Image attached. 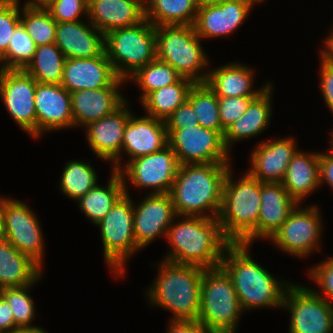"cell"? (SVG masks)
I'll use <instances>...</instances> for the list:
<instances>
[{"instance_id": "6da1fadb", "label": "cell", "mask_w": 333, "mask_h": 333, "mask_svg": "<svg viewBox=\"0 0 333 333\" xmlns=\"http://www.w3.org/2000/svg\"><path fill=\"white\" fill-rule=\"evenodd\" d=\"M166 240L169 250L162 260L204 269L220 266L223 253L231 244L224 237L218 218L202 216L177 215Z\"/></svg>"}, {"instance_id": "7a4b0ae2", "label": "cell", "mask_w": 333, "mask_h": 333, "mask_svg": "<svg viewBox=\"0 0 333 333\" xmlns=\"http://www.w3.org/2000/svg\"><path fill=\"white\" fill-rule=\"evenodd\" d=\"M250 248V245L230 244L220 263L232 281L243 311L282 309L285 291L292 282L277 279L254 261Z\"/></svg>"}, {"instance_id": "3957f363", "label": "cell", "mask_w": 333, "mask_h": 333, "mask_svg": "<svg viewBox=\"0 0 333 333\" xmlns=\"http://www.w3.org/2000/svg\"><path fill=\"white\" fill-rule=\"evenodd\" d=\"M231 167V163L180 165L169 192L176 215L218 218Z\"/></svg>"}, {"instance_id": "277c9868", "label": "cell", "mask_w": 333, "mask_h": 333, "mask_svg": "<svg viewBox=\"0 0 333 333\" xmlns=\"http://www.w3.org/2000/svg\"><path fill=\"white\" fill-rule=\"evenodd\" d=\"M157 269L158 274L144 292L150 306L169 310L170 320L197 321L205 269L165 260L159 262Z\"/></svg>"}, {"instance_id": "5b68a950", "label": "cell", "mask_w": 333, "mask_h": 333, "mask_svg": "<svg viewBox=\"0 0 333 333\" xmlns=\"http://www.w3.org/2000/svg\"><path fill=\"white\" fill-rule=\"evenodd\" d=\"M231 167L223 185L222 207L218 215L224 237L231 244L253 245L261 206V182L247 171L234 180ZM242 177V178H241Z\"/></svg>"}, {"instance_id": "8992f818", "label": "cell", "mask_w": 333, "mask_h": 333, "mask_svg": "<svg viewBox=\"0 0 333 333\" xmlns=\"http://www.w3.org/2000/svg\"><path fill=\"white\" fill-rule=\"evenodd\" d=\"M155 34L158 60L171 65L181 77L205 83L210 60L193 26L161 25L155 27Z\"/></svg>"}, {"instance_id": "52a82bcc", "label": "cell", "mask_w": 333, "mask_h": 333, "mask_svg": "<svg viewBox=\"0 0 333 333\" xmlns=\"http://www.w3.org/2000/svg\"><path fill=\"white\" fill-rule=\"evenodd\" d=\"M242 313L244 311L226 271L221 266L205 269L197 322L215 333H237Z\"/></svg>"}, {"instance_id": "ba28073f", "label": "cell", "mask_w": 333, "mask_h": 333, "mask_svg": "<svg viewBox=\"0 0 333 333\" xmlns=\"http://www.w3.org/2000/svg\"><path fill=\"white\" fill-rule=\"evenodd\" d=\"M104 43L117 76L125 81L156 59L155 26L146 18L135 25L110 30L104 35Z\"/></svg>"}, {"instance_id": "9c48e42d", "label": "cell", "mask_w": 333, "mask_h": 333, "mask_svg": "<svg viewBox=\"0 0 333 333\" xmlns=\"http://www.w3.org/2000/svg\"><path fill=\"white\" fill-rule=\"evenodd\" d=\"M133 198L125 192L96 225L100 229L103 258L114 278L124 279L127 261L141 251L134 238Z\"/></svg>"}, {"instance_id": "30bf717a", "label": "cell", "mask_w": 333, "mask_h": 333, "mask_svg": "<svg viewBox=\"0 0 333 333\" xmlns=\"http://www.w3.org/2000/svg\"><path fill=\"white\" fill-rule=\"evenodd\" d=\"M299 203L276 233L268 240L282 252L296 258H307L321 250L324 232L320 208ZM303 207V208H302Z\"/></svg>"}, {"instance_id": "8fae6325", "label": "cell", "mask_w": 333, "mask_h": 333, "mask_svg": "<svg viewBox=\"0 0 333 333\" xmlns=\"http://www.w3.org/2000/svg\"><path fill=\"white\" fill-rule=\"evenodd\" d=\"M0 213L5 240L43 269L46 244L36 212L24 201L1 196Z\"/></svg>"}, {"instance_id": "7c38bea8", "label": "cell", "mask_w": 333, "mask_h": 333, "mask_svg": "<svg viewBox=\"0 0 333 333\" xmlns=\"http://www.w3.org/2000/svg\"><path fill=\"white\" fill-rule=\"evenodd\" d=\"M283 309L289 311V333H333V304L312 286L292 282L285 291Z\"/></svg>"}, {"instance_id": "4fadbf2b", "label": "cell", "mask_w": 333, "mask_h": 333, "mask_svg": "<svg viewBox=\"0 0 333 333\" xmlns=\"http://www.w3.org/2000/svg\"><path fill=\"white\" fill-rule=\"evenodd\" d=\"M168 145L180 165L232 163L224 136L216 130L200 125L181 130H167Z\"/></svg>"}, {"instance_id": "5bb4252c", "label": "cell", "mask_w": 333, "mask_h": 333, "mask_svg": "<svg viewBox=\"0 0 333 333\" xmlns=\"http://www.w3.org/2000/svg\"><path fill=\"white\" fill-rule=\"evenodd\" d=\"M179 166L175 153L167 145L156 153L129 161L119 173L125 192L130 190L128 185L130 181L132 186L141 190L151 189L149 194H166L172 188Z\"/></svg>"}, {"instance_id": "9a60e30c", "label": "cell", "mask_w": 333, "mask_h": 333, "mask_svg": "<svg viewBox=\"0 0 333 333\" xmlns=\"http://www.w3.org/2000/svg\"><path fill=\"white\" fill-rule=\"evenodd\" d=\"M37 81L23 69H0V99L18 127L36 139Z\"/></svg>"}, {"instance_id": "2e32d148", "label": "cell", "mask_w": 333, "mask_h": 333, "mask_svg": "<svg viewBox=\"0 0 333 333\" xmlns=\"http://www.w3.org/2000/svg\"><path fill=\"white\" fill-rule=\"evenodd\" d=\"M129 100L127 99L118 109L105 117L90 122L84 127L86 141L91 151L100 160L112 162L113 171L121 170V151L124 129L130 115Z\"/></svg>"}, {"instance_id": "e0dca14e", "label": "cell", "mask_w": 333, "mask_h": 333, "mask_svg": "<svg viewBox=\"0 0 333 333\" xmlns=\"http://www.w3.org/2000/svg\"><path fill=\"white\" fill-rule=\"evenodd\" d=\"M255 5L251 0L199 3L192 26L201 39L226 38L243 25Z\"/></svg>"}, {"instance_id": "ac0fdd59", "label": "cell", "mask_w": 333, "mask_h": 333, "mask_svg": "<svg viewBox=\"0 0 333 333\" xmlns=\"http://www.w3.org/2000/svg\"><path fill=\"white\" fill-rule=\"evenodd\" d=\"M143 198L139 204L133 201L134 238L141 250L157 238H166L168 228L177 216L169 193H147Z\"/></svg>"}, {"instance_id": "d6986e66", "label": "cell", "mask_w": 333, "mask_h": 333, "mask_svg": "<svg viewBox=\"0 0 333 333\" xmlns=\"http://www.w3.org/2000/svg\"><path fill=\"white\" fill-rule=\"evenodd\" d=\"M298 150L295 137L261 140L250 151L247 172L260 182L282 183L287 167Z\"/></svg>"}, {"instance_id": "ffe728a7", "label": "cell", "mask_w": 333, "mask_h": 333, "mask_svg": "<svg viewBox=\"0 0 333 333\" xmlns=\"http://www.w3.org/2000/svg\"><path fill=\"white\" fill-rule=\"evenodd\" d=\"M36 139L46 132L74 128L70 93L61 84L37 82L34 98Z\"/></svg>"}, {"instance_id": "44dd1931", "label": "cell", "mask_w": 333, "mask_h": 333, "mask_svg": "<svg viewBox=\"0 0 333 333\" xmlns=\"http://www.w3.org/2000/svg\"><path fill=\"white\" fill-rule=\"evenodd\" d=\"M126 84L124 79L118 78L109 87L70 93L74 128H84L90 122L99 120L118 109L127 100V97L121 94V87Z\"/></svg>"}, {"instance_id": "7402d4cb", "label": "cell", "mask_w": 333, "mask_h": 333, "mask_svg": "<svg viewBox=\"0 0 333 333\" xmlns=\"http://www.w3.org/2000/svg\"><path fill=\"white\" fill-rule=\"evenodd\" d=\"M167 145L168 134L164 120L148 115L136 116L132 113L124 129L121 169L125 163L140 156L156 153ZM124 155L129 157L127 162L123 159Z\"/></svg>"}, {"instance_id": "603a6c76", "label": "cell", "mask_w": 333, "mask_h": 333, "mask_svg": "<svg viewBox=\"0 0 333 333\" xmlns=\"http://www.w3.org/2000/svg\"><path fill=\"white\" fill-rule=\"evenodd\" d=\"M117 76L105 51L92 58L66 59L61 85L69 92L111 86Z\"/></svg>"}, {"instance_id": "cb8c5ba5", "label": "cell", "mask_w": 333, "mask_h": 333, "mask_svg": "<svg viewBox=\"0 0 333 333\" xmlns=\"http://www.w3.org/2000/svg\"><path fill=\"white\" fill-rule=\"evenodd\" d=\"M55 44L66 59L92 58L105 51L104 34L88 18L84 21L57 23Z\"/></svg>"}, {"instance_id": "d4e9b609", "label": "cell", "mask_w": 333, "mask_h": 333, "mask_svg": "<svg viewBox=\"0 0 333 333\" xmlns=\"http://www.w3.org/2000/svg\"><path fill=\"white\" fill-rule=\"evenodd\" d=\"M144 18L142 0H88V20L104 35L116 28L135 25Z\"/></svg>"}, {"instance_id": "484cf974", "label": "cell", "mask_w": 333, "mask_h": 333, "mask_svg": "<svg viewBox=\"0 0 333 333\" xmlns=\"http://www.w3.org/2000/svg\"><path fill=\"white\" fill-rule=\"evenodd\" d=\"M297 204L282 183L261 182V206L256 226V240L268 241Z\"/></svg>"}, {"instance_id": "4316f807", "label": "cell", "mask_w": 333, "mask_h": 333, "mask_svg": "<svg viewBox=\"0 0 333 333\" xmlns=\"http://www.w3.org/2000/svg\"><path fill=\"white\" fill-rule=\"evenodd\" d=\"M254 70L244 63L230 62L210 68L205 83L217 97L259 96L272 82L254 89Z\"/></svg>"}, {"instance_id": "83f0119b", "label": "cell", "mask_w": 333, "mask_h": 333, "mask_svg": "<svg viewBox=\"0 0 333 333\" xmlns=\"http://www.w3.org/2000/svg\"><path fill=\"white\" fill-rule=\"evenodd\" d=\"M273 83L264 92L255 98L242 117L231 124L224 133L226 148L232 153V146L244 139L261 135L270 127L273 111ZM234 144V145H233Z\"/></svg>"}, {"instance_id": "f1b7e54d", "label": "cell", "mask_w": 333, "mask_h": 333, "mask_svg": "<svg viewBox=\"0 0 333 333\" xmlns=\"http://www.w3.org/2000/svg\"><path fill=\"white\" fill-rule=\"evenodd\" d=\"M282 185L298 204L320 189L319 151L299 149L287 167Z\"/></svg>"}, {"instance_id": "f546056e", "label": "cell", "mask_w": 333, "mask_h": 333, "mask_svg": "<svg viewBox=\"0 0 333 333\" xmlns=\"http://www.w3.org/2000/svg\"><path fill=\"white\" fill-rule=\"evenodd\" d=\"M43 269L11 243H0V290L39 283Z\"/></svg>"}, {"instance_id": "4dcf8cb0", "label": "cell", "mask_w": 333, "mask_h": 333, "mask_svg": "<svg viewBox=\"0 0 333 333\" xmlns=\"http://www.w3.org/2000/svg\"><path fill=\"white\" fill-rule=\"evenodd\" d=\"M124 193L121 174L111 170L107 185L97 184L76 202L82 214L96 225Z\"/></svg>"}, {"instance_id": "1f68e13d", "label": "cell", "mask_w": 333, "mask_h": 333, "mask_svg": "<svg viewBox=\"0 0 333 333\" xmlns=\"http://www.w3.org/2000/svg\"><path fill=\"white\" fill-rule=\"evenodd\" d=\"M145 18L155 27L161 25L192 26L198 11V0H146Z\"/></svg>"}, {"instance_id": "d6a6232c", "label": "cell", "mask_w": 333, "mask_h": 333, "mask_svg": "<svg viewBox=\"0 0 333 333\" xmlns=\"http://www.w3.org/2000/svg\"><path fill=\"white\" fill-rule=\"evenodd\" d=\"M193 85L192 80L181 77L176 83L147 94L139 103L146 115L165 121L187 100Z\"/></svg>"}, {"instance_id": "836d02e7", "label": "cell", "mask_w": 333, "mask_h": 333, "mask_svg": "<svg viewBox=\"0 0 333 333\" xmlns=\"http://www.w3.org/2000/svg\"><path fill=\"white\" fill-rule=\"evenodd\" d=\"M65 61L55 43L41 45L23 70L39 83L61 84Z\"/></svg>"}, {"instance_id": "e575fe53", "label": "cell", "mask_w": 333, "mask_h": 333, "mask_svg": "<svg viewBox=\"0 0 333 333\" xmlns=\"http://www.w3.org/2000/svg\"><path fill=\"white\" fill-rule=\"evenodd\" d=\"M62 171L58 188L73 201H77L98 184L97 172L86 160H69Z\"/></svg>"}, {"instance_id": "d590c367", "label": "cell", "mask_w": 333, "mask_h": 333, "mask_svg": "<svg viewBox=\"0 0 333 333\" xmlns=\"http://www.w3.org/2000/svg\"><path fill=\"white\" fill-rule=\"evenodd\" d=\"M187 100L191 103L201 127L219 131L224 136L225 130L222 128L219 116L218 97L206 83H194Z\"/></svg>"}, {"instance_id": "8d00e7d4", "label": "cell", "mask_w": 333, "mask_h": 333, "mask_svg": "<svg viewBox=\"0 0 333 333\" xmlns=\"http://www.w3.org/2000/svg\"><path fill=\"white\" fill-rule=\"evenodd\" d=\"M181 76L169 64L157 58L144 67L138 69L126 82H133L140 88L141 96L139 102L149 93L176 83Z\"/></svg>"}, {"instance_id": "74e56055", "label": "cell", "mask_w": 333, "mask_h": 333, "mask_svg": "<svg viewBox=\"0 0 333 333\" xmlns=\"http://www.w3.org/2000/svg\"><path fill=\"white\" fill-rule=\"evenodd\" d=\"M20 20L37 47L55 43L57 22L47 8L22 6Z\"/></svg>"}, {"instance_id": "f35d334b", "label": "cell", "mask_w": 333, "mask_h": 333, "mask_svg": "<svg viewBox=\"0 0 333 333\" xmlns=\"http://www.w3.org/2000/svg\"><path fill=\"white\" fill-rule=\"evenodd\" d=\"M36 284L38 283L0 290V295L11 307L15 325L19 330L40 328L32 323L36 318V306L31 294H29Z\"/></svg>"}, {"instance_id": "ab89813d", "label": "cell", "mask_w": 333, "mask_h": 333, "mask_svg": "<svg viewBox=\"0 0 333 333\" xmlns=\"http://www.w3.org/2000/svg\"><path fill=\"white\" fill-rule=\"evenodd\" d=\"M36 44L20 23L9 41L7 52L0 58V69H24L33 59Z\"/></svg>"}, {"instance_id": "60d3db41", "label": "cell", "mask_w": 333, "mask_h": 333, "mask_svg": "<svg viewBox=\"0 0 333 333\" xmlns=\"http://www.w3.org/2000/svg\"><path fill=\"white\" fill-rule=\"evenodd\" d=\"M20 0H0V58L7 52L11 35L21 23Z\"/></svg>"}, {"instance_id": "b9f144b4", "label": "cell", "mask_w": 333, "mask_h": 333, "mask_svg": "<svg viewBox=\"0 0 333 333\" xmlns=\"http://www.w3.org/2000/svg\"><path fill=\"white\" fill-rule=\"evenodd\" d=\"M307 274L314 281L317 289L312 288L319 296L333 304V256L312 265ZM321 290V291H319Z\"/></svg>"}, {"instance_id": "7bdbcfd3", "label": "cell", "mask_w": 333, "mask_h": 333, "mask_svg": "<svg viewBox=\"0 0 333 333\" xmlns=\"http://www.w3.org/2000/svg\"><path fill=\"white\" fill-rule=\"evenodd\" d=\"M47 9L57 23L82 21V15L88 18V0H55Z\"/></svg>"}, {"instance_id": "ee69618b", "label": "cell", "mask_w": 333, "mask_h": 333, "mask_svg": "<svg viewBox=\"0 0 333 333\" xmlns=\"http://www.w3.org/2000/svg\"><path fill=\"white\" fill-rule=\"evenodd\" d=\"M258 96L218 97L219 116L222 128L226 130L240 119L250 103Z\"/></svg>"}, {"instance_id": "f6af8a7d", "label": "cell", "mask_w": 333, "mask_h": 333, "mask_svg": "<svg viewBox=\"0 0 333 333\" xmlns=\"http://www.w3.org/2000/svg\"><path fill=\"white\" fill-rule=\"evenodd\" d=\"M167 130H181L199 125L191 103L186 100L164 121Z\"/></svg>"}, {"instance_id": "bcb514c9", "label": "cell", "mask_w": 333, "mask_h": 333, "mask_svg": "<svg viewBox=\"0 0 333 333\" xmlns=\"http://www.w3.org/2000/svg\"><path fill=\"white\" fill-rule=\"evenodd\" d=\"M319 89L328 109L333 113V64L319 60Z\"/></svg>"}, {"instance_id": "7dc6e473", "label": "cell", "mask_w": 333, "mask_h": 333, "mask_svg": "<svg viewBox=\"0 0 333 333\" xmlns=\"http://www.w3.org/2000/svg\"><path fill=\"white\" fill-rule=\"evenodd\" d=\"M167 333H215L195 320H170Z\"/></svg>"}, {"instance_id": "c3c4849f", "label": "cell", "mask_w": 333, "mask_h": 333, "mask_svg": "<svg viewBox=\"0 0 333 333\" xmlns=\"http://www.w3.org/2000/svg\"><path fill=\"white\" fill-rule=\"evenodd\" d=\"M329 147V151L319 152L320 187L326 183L333 190V148Z\"/></svg>"}, {"instance_id": "681fc988", "label": "cell", "mask_w": 333, "mask_h": 333, "mask_svg": "<svg viewBox=\"0 0 333 333\" xmlns=\"http://www.w3.org/2000/svg\"><path fill=\"white\" fill-rule=\"evenodd\" d=\"M17 330L11 307L0 295V333H14Z\"/></svg>"}, {"instance_id": "f907efd6", "label": "cell", "mask_w": 333, "mask_h": 333, "mask_svg": "<svg viewBox=\"0 0 333 333\" xmlns=\"http://www.w3.org/2000/svg\"><path fill=\"white\" fill-rule=\"evenodd\" d=\"M330 29L328 36L326 35L323 41V47L318 53L320 55L319 60L333 64V27Z\"/></svg>"}, {"instance_id": "816d5d0a", "label": "cell", "mask_w": 333, "mask_h": 333, "mask_svg": "<svg viewBox=\"0 0 333 333\" xmlns=\"http://www.w3.org/2000/svg\"><path fill=\"white\" fill-rule=\"evenodd\" d=\"M55 0H26L23 2V6L35 7V8H47L50 6Z\"/></svg>"}, {"instance_id": "f5cc1de1", "label": "cell", "mask_w": 333, "mask_h": 333, "mask_svg": "<svg viewBox=\"0 0 333 333\" xmlns=\"http://www.w3.org/2000/svg\"><path fill=\"white\" fill-rule=\"evenodd\" d=\"M14 333H48V332H46V330H44L43 327H40L37 329L17 330Z\"/></svg>"}, {"instance_id": "db71d44e", "label": "cell", "mask_w": 333, "mask_h": 333, "mask_svg": "<svg viewBox=\"0 0 333 333\" xmlns=\"http://www.w3.org/2000/svg\"><path fill=\"white\" fill-rule=\"evenodd\" d=\"M3 240H5V236H4V228H3L2 217H1V213H0V243Z\"/></svg>"}, {"instance_id": "11a10c76", "label": "cell", "mask_w": 333, "mask_h": 333, "mask_svg": "<svg viewBox=\"0 0 333 333\" xmlns=\"http://www.w3.org/2000/svg\"><path fill=\"white\" fill-rule=\"evenodd\" d=\"M199 3H217L220 1H225V0H198Z\"/></svg>"}, {"instance_id": "9f6ffc18", "label": "cell", "mask_w": 333, "mask_h": 333, "mask_svg": "<svg viewBox=\"0 0 333 333\" xmlns=\"http://www.w3.org/2000/svg\"><path fill=\"white\" fill-rule=\"evenodd\" d=\"M330 139H329V143H330V146L333 148V129H332V131H331V134H330Z\"/></svg>"}, {"instance_id": "6f0895ef", "label": "cell", "mask_w": 333, "mask_h": 333, "mask_svg": "<svg viewBox=\"0 0 333 333\" xmlns=\"http://www.w3.org/2000/svg\"><path fill=\"white\" fill-rule=\"evenodd\" d=\"M252 2H254L256 5L260 4V3H264L265 0H251Z\"/></svg>"}]
</instances>
